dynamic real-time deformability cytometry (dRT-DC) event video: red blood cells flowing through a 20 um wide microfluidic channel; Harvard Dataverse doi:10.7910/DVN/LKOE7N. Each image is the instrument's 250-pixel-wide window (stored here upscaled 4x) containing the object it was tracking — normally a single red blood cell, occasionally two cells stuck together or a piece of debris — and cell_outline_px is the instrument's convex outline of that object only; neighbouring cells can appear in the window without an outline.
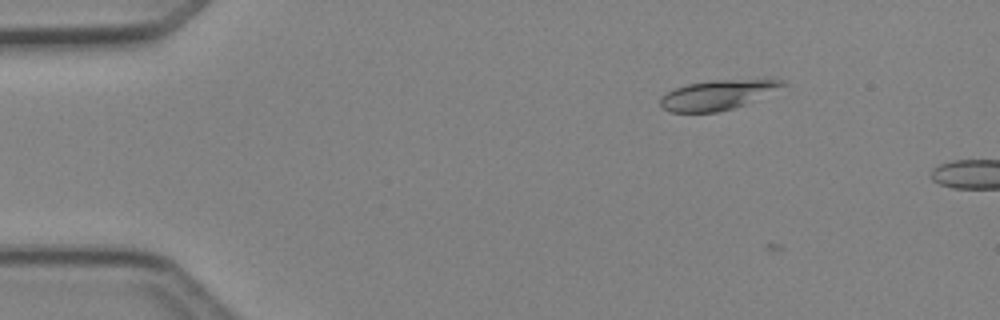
{"species": "Egyptian fruit bat (a non-hibernating species)", "species_latin": "Rousettus aegyptiacus", "temperature_condition": "cold", "stored_images_in_passage": 5, "camera_frame_rate_fps": 3000, "um_per_image_px": 0.085, "animal": {"sex": "female"}, "frame": {"image": 1, "passage_image": 2, "time_ms": 0.333, "image_size_px": [1000, 320], "cell_outline_px": [[784, 84], [744, 104], [732, 108], [716, 112], [668, 112], [660, 108], [660, 96], [676, 88], [688, 84], [712, 80], [784, 80]], "centroid_in_image_um": [60.81, 8.08], "position_along_channel_um": 24.2, "area_um2": 20.35}}